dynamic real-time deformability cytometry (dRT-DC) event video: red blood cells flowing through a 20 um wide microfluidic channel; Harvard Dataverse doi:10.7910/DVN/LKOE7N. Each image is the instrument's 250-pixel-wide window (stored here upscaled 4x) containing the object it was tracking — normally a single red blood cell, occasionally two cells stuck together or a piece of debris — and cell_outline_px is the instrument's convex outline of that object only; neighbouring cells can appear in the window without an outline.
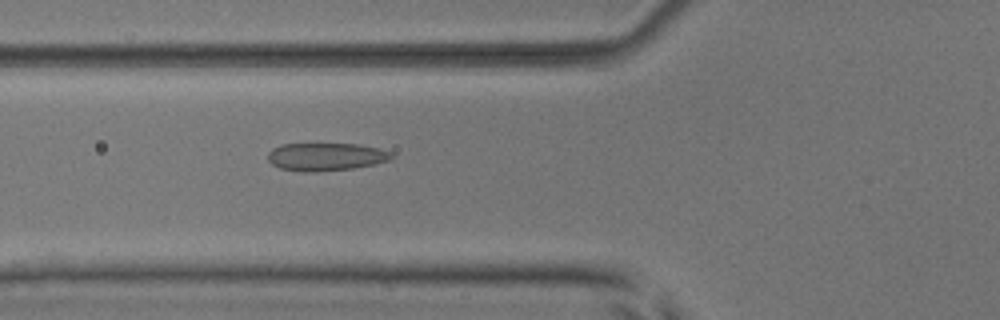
{"species": "common noctule bat (a hibernating species)", "species_latin": "Nyctalus noctula", "temperature_condition": "room temperature", "stored_images_in_passage": 53, "camera_frame_rate_fps": 3000, "um_per_image_px": 0.085, "animal": {"sex": "male", "body_mass_g": 17.9, "forearm_length_mm": 54.2}, "frame": {"image": 1, "passage_image": 20, "time_ms": 6.333, "image_size_px": [1000, 320], "cell_outline_px": [[392, 156], [388, 160], [372, 164], [352, 168], [316, 172], [304, 172], [280, 168], [272, 164], [268, 160], [268, 152], [272, 148], [280, 144], [360, 144], [380, 148], [392, 152]], "centroid_in_image_um": [27.66, 13.31], "position_along_channel_um": 98.1, "area_um2": 20.06}}
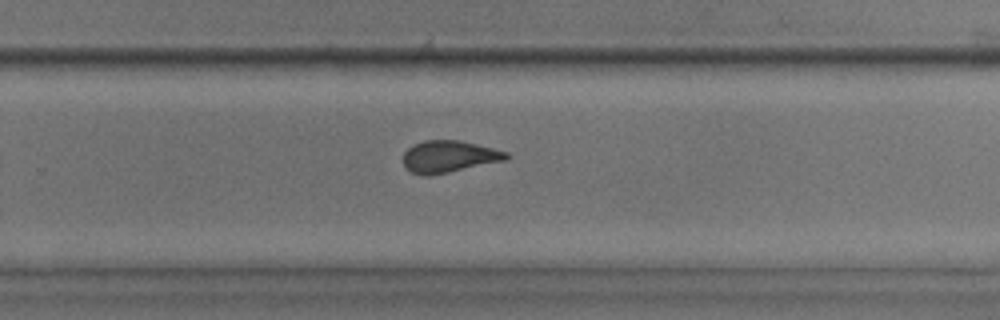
{"frame": {"image": 2, "passage_image": 35, "time_ms": 11.333, "image_size_px": [1000, 320], "cell_outline_px": [[512, 156], [508, 160], [428, 176], [424, 176], [408, 172], [404, 168], [404, 152], [408, 148], [424, 140], [456, 140], [476, 144], [508, 152]], "centroid_in_image_um": [38.17, 13.32], "position_along_channel_um": 291.6, "area_um2": 19.25}}
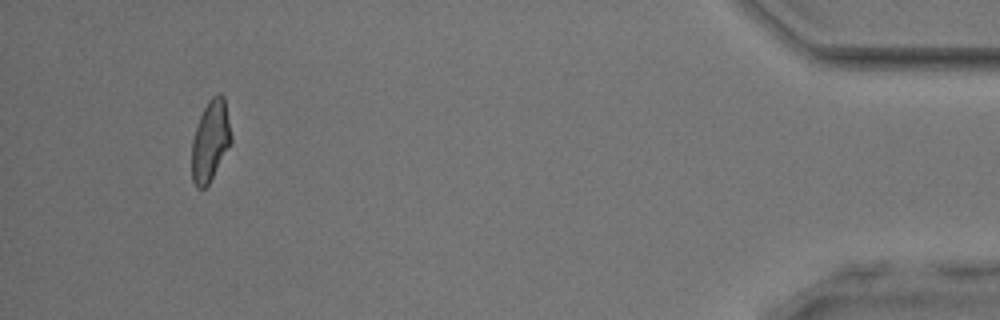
{"frame": {"image": 3, "passage_image": 50, "time_ms": 16.333, "image_size_px": [1000, 320], "cell_outline_px": [[232, 144], [208, 184], [204, 188], [196, 188], [192, 180], [192, 140], [200, 116], [208, 100], [212, 96], [220, 92], [224, 96], [232, 136]], "centroid_in_image_um": [17.9, 11.96], "position_along_channel_um": 417.3, "area_um2": 18.67}, "authors_computed_cell_mechanics": {"area_um2": 19.7098, "velocity_mm_per_s": 3.8794, "shape_relaxation_time_tau1_ms": 8.2728, "shape_relaxation_time_tau2_ms": 1.1935, "deformation_change_tau1": 0.1702, "deformation_change_tau2": 0.0825}}